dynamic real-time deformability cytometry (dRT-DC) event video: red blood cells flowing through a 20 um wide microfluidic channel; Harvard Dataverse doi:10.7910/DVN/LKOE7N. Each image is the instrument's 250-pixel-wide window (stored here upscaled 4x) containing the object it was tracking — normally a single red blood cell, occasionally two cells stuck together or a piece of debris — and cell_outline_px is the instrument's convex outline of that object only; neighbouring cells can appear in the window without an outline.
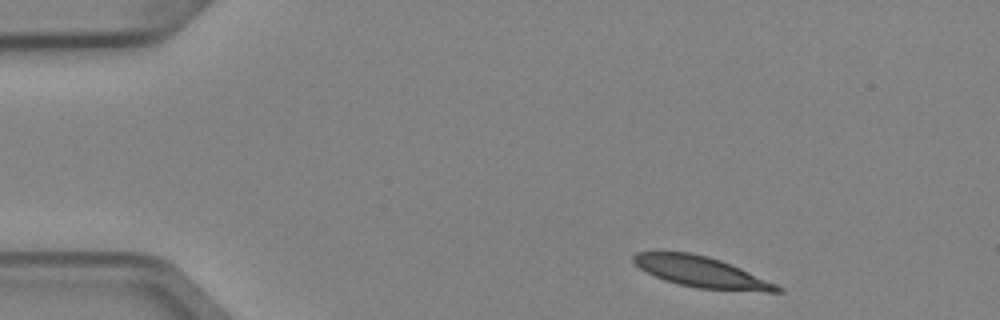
{"species": "Egyptian fruit bat (a non-hibernating species)", "species_latin": "Rousettus aegyptiacus", "temperature_condition": "cold", "stored_images_in_passage": 3, "camera_frame_rate_fps": 3000, "um_per_image_px": 0.085, "animal": {"sex": "female"}, "frame": {"image": 1, "passage_image": 1, "time_ms": 0.0, "image_size_px": [1000, 320], "cell_outline_px": [[784, 292], [764, 292], [696, 288], [664, 280], [640, 268], [632, 260], [632, 256], [636, 252], [692, 252], [708, 256], [720, 260], [740, 268], [776, 284], [784, 288]], "centroid_in_image_um": [59.64, 23.12], "position_along_channel_um": 25.4, "area_um2": 25.61}}